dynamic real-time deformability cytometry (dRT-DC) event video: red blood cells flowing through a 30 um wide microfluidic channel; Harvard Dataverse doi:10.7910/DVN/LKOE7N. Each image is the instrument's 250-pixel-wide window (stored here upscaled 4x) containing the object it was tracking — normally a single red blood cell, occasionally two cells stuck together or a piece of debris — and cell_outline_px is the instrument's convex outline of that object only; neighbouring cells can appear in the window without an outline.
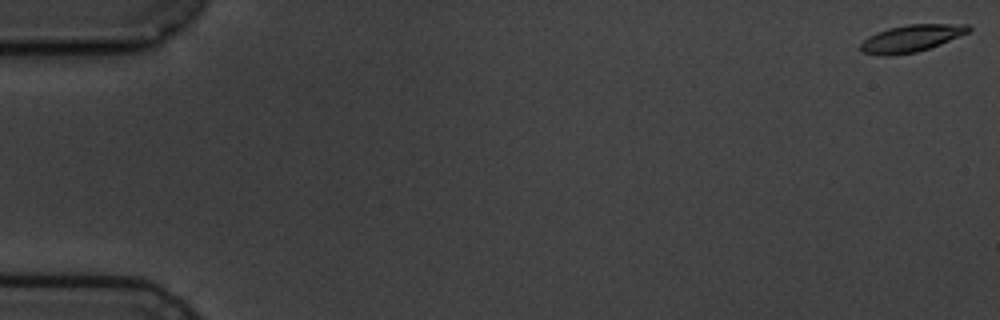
{"species": "common noctule bat (a hibernating species)", "species_latin": "Nyctalus noctula", "temperature_condition": "cold", "stored_images_in_passage": 6, "camera_frame_rate_fps": 3000, "um_per_image_px": 0.085, "animal": {"sex": "male", "body_mass_g": 19.5, "forearm_length_mm": 54.6}, "frame": {"image": 1, "passage_image": 1, "time_ms": 0.0, "image_size_px": [1000, 320], "cell_outline_px": [[972, 28], [968, 32], [940, 44], [916, 52], [892, 56], [880, 56], [860, 52], [860, 44], [868, 36], [876, 32], [888, 28], [908, 24], [968, 24]], "centroid_in_image_um": [77.4, 3.27], "position_along_channel_um": 7.6, "area_um2": 17.11}}
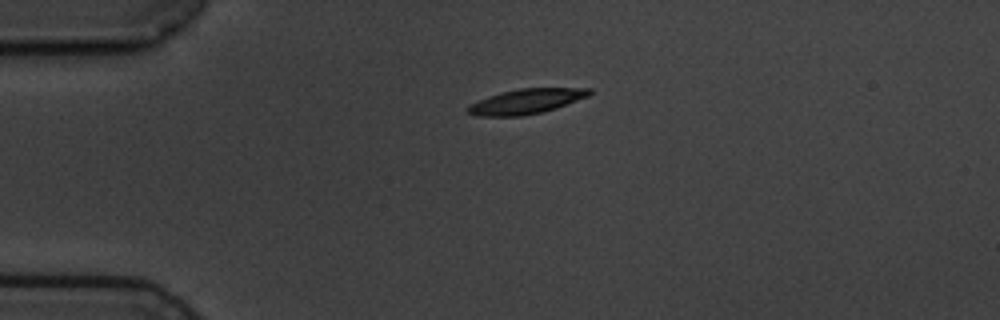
{"frame": {"image": 2, "passage_image": 4, "time_ms": 4.333, "image_size_px": [1000, 320], "cell_outline_px": [[592, 92], [588, 96], [556, 108], [540, 112], [520, 116], [476, 116], [468, 112], [464, 108], [468, 104], [488, 96], [500, 92], [520, 88], [592, 88]], "centroid_in_image_um": [44.67, 8.61], "position_along_channel_um": 40.3, "area_um2": 17.69}}
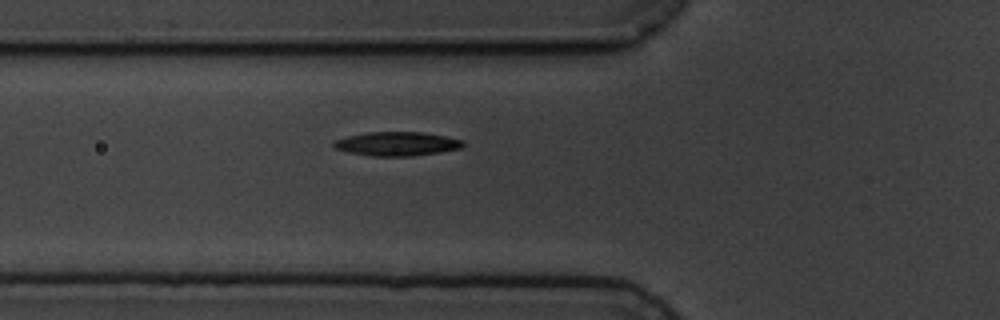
{"frame": {"image": 3, "passage_image": 6, "time_ms": 6.667, "image_size_px": [1000, 320], "cell_outline_px": [[464, 148], [440, 152], [412, 156], [372, 156], [348, 152], [336, 148], [332, 144], [332, 140], [364, 132], [424, 132], [464, 140]], "centroid_in_image_um": [33.75, 12.22], "position_along_channel_um": 92.1, "area_um2": 18.21}}